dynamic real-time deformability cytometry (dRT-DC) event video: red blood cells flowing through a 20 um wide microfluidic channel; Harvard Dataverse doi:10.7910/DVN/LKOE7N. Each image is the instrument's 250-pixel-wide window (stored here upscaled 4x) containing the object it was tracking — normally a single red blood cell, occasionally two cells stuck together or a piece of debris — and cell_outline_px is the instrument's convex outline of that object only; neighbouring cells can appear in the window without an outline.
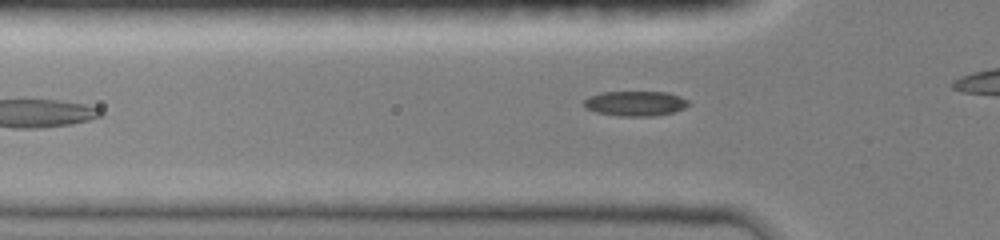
{"species": "common noctule bat (a hibernating species)", "species_latin": "Nyctalus noctula", "temperature_condition": "room temperature", "stored_images_in_passage": 16, "camera_frame_rate_fps": 3000, "um_per_image_px": 0.085, "animal": {"sex": "female", "body_mass_g": 19.0, "forearm_length_mm": 51.5}, "frame": {"image": 1, "passage_image": 16, "time_ms": 5.0, "image_size_px": [1000, 240], "cell_outline_px": [[692, 104], [684, 108], [672, 112], [652, 116], [620, 116], [596, 112], [584, 108], [580, 104], [588, 96], [600, 92], [668, 92], [680, 96], [688, 100]], "centroid_in_image_um": [53.96, 8.79], "position_along_channel_um": 71.8, "area_um2": 15.43}}